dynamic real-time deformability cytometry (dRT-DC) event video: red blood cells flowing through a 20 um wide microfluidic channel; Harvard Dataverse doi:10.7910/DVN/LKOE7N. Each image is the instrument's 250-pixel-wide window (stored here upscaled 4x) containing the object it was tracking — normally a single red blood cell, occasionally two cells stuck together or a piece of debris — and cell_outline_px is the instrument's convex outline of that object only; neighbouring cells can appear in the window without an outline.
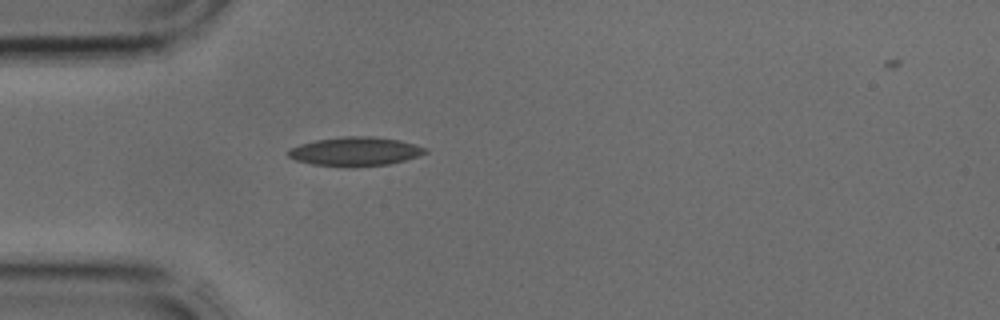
{"species": "common noctule bat (a hibernating species)", "species_latin": "Nyctalus noctula", "temperature_condition": "cold", "stored_images_in_passage": 4, "camera_frame_rate_fps": 3000, "um_per_image_px": 0.085, "animal": {"sex": "male", "body_mass_g": 17.9, "forearm_length_mm": 54.2}, "frame": {"image": 1, "passage_image": 4, "time_ms": 1.0, "image_size_px": [1000, 320], "cell_outline_px": [[428, 152], [404, 160], [388, 164], [356, 168], [352, 168], [312, 164], [296, 160], [288, 156], [288, 148], [300, 144], [316, 140], [340, 136], [372, 136], [400, 140], [416, 144], [428, 148]], "centroid_in_image_um": [30.19, 12.88], "position_along_channel_um": 54.8, "area_um2": 23.41}}